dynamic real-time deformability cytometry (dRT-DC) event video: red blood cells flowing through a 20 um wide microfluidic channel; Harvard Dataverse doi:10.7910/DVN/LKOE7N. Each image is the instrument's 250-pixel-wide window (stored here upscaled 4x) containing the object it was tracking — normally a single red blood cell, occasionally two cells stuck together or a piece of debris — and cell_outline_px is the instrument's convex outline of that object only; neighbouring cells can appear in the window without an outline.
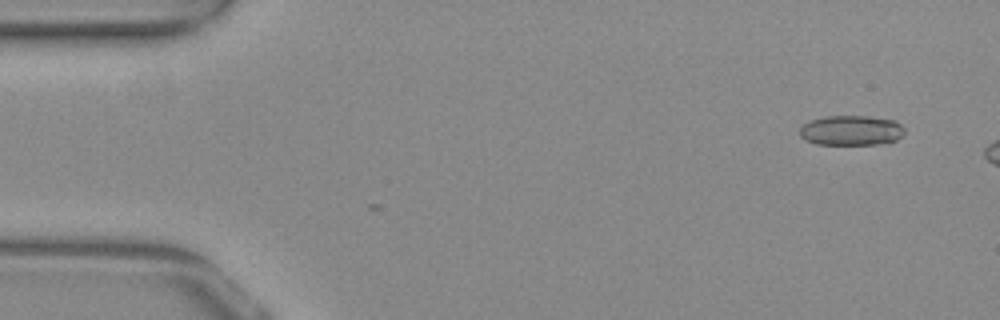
{"species": "common noctule bat (a hibernating species)", "species_latin": "Nyctalus noctula", "temperature_condition": "warm", "stored_images_in_passage": 4, "camera_frame_rate_fps": 3000, "um_per_image_px": 0.085, "animal": {"sex": "female", "body_mass_g": 29.2, "forearm_length_mm": 56.3}, "frame": {"image": 1, "passage_image": 1, "time_ms": 0.0, "image_size_px": [1000, 320], "cell_outline_px": [[904, 132], [896, 140], [876, 144], [816, 144], [804, 140], [800, 136], [800, 128], [804, 124], [812, 120], [824, 116], [868, 116], [896, 120], [904, 128]], "centroid_in_image_um": [72.34, 11.08], "position_along_channel_um": 12.7, "area_um2": 18.26}}